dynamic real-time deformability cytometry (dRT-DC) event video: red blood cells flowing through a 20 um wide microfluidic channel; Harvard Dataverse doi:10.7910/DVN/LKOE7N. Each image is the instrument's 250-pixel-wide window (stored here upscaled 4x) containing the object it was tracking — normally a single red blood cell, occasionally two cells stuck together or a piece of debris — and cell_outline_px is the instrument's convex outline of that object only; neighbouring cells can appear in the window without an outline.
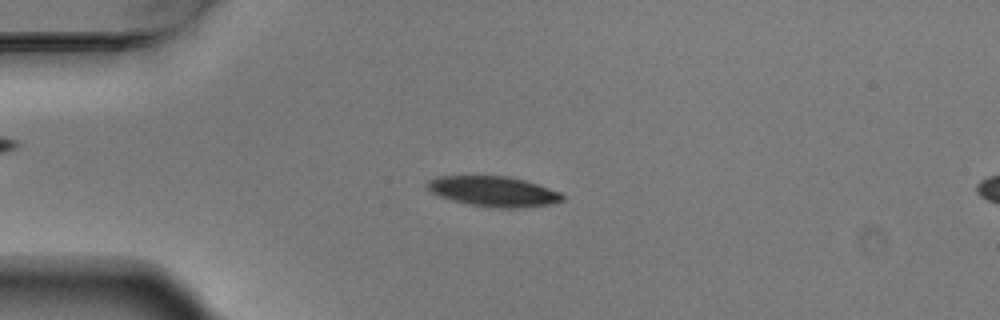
{"species": "Egyptian fruit bat (a non-hibernating species)", "species_latin": "Rousettus aegyptiacus", "temperature_condition": "warm", "stored_images_in_passage": 6, "camera_frame_rate_fps": 3000, "um_per_image_px": 0.085, "animal": {"sex": "male"}, "frame": {"image": 1, "passage_image": 3, "time_ms": 0.667, "image_size_px": [1000, 320], "cell_outline_px": [[564, 200], [548, 204], [508, 208], [500, 208], [468, 204], [452, 200], [440, 196], [432, 192], [424, 184], [428, 180], [436, 176], [508, 176], [524, 180], [560, 192], [564, 196]], "centroid_in_image_um": [41.89, 16.25], "position_along_channel_um": 43.1, "area_um2": 23.47}}
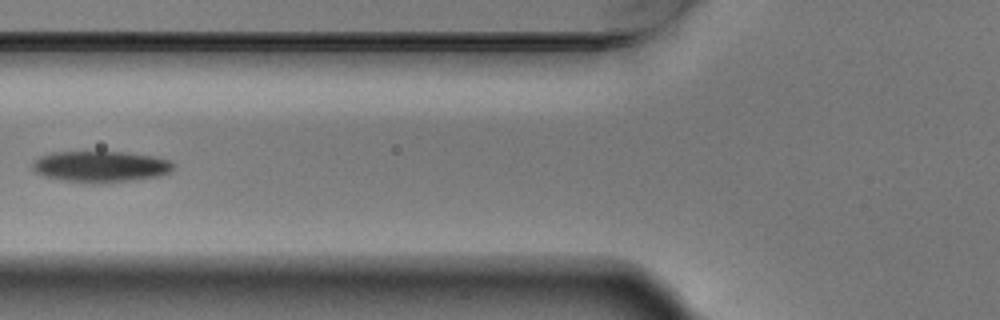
{"frame": {"image": 2, "passage_image": 5, "time_ms": 1.333, "image_size_px": [1000, 320], "cell_outline_px": [[172, 168], [168, 172], [160, 176], [136, 180], [88, 184], [60, 180], [44, 176], [36, 172], [32, 168], [32, 160], [40, 156], [52, 152], [128, 152], [152, 156], [168, 160], [172, 164]], "centroid_in_image_um": [8.49, 14.17], "position_along_channel_um": 117.3, "area_um2": 25.72}}
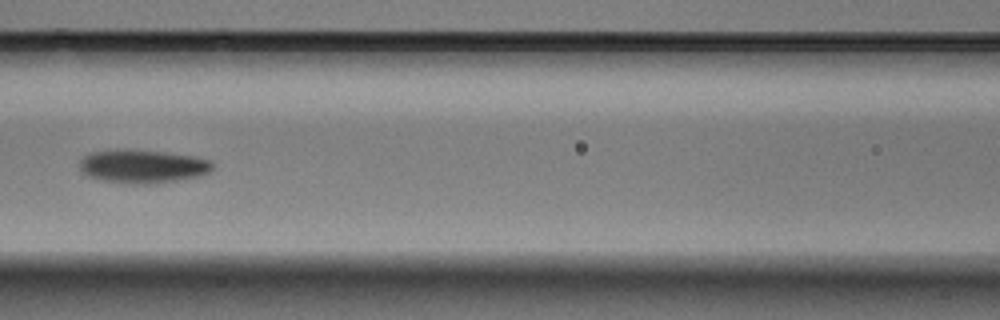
{"frame": {"image": 3, "passage_image": 6, "time_ms": 1.667, "image_size_px": [1000, 320], "cell_outline_px": [[216, 164], [204, 176], [152, 184], [128, 184], [100, 180], [88, 176], [80, 172], [80, 160], [88, 152], [116, 148], [128, 148], [164, 152], [196, 156], [212, 160]], "centroid_in_image_um": [12.12, 14.12], "position_along_channel_um": 154.5, "area_um2": 26.82}}